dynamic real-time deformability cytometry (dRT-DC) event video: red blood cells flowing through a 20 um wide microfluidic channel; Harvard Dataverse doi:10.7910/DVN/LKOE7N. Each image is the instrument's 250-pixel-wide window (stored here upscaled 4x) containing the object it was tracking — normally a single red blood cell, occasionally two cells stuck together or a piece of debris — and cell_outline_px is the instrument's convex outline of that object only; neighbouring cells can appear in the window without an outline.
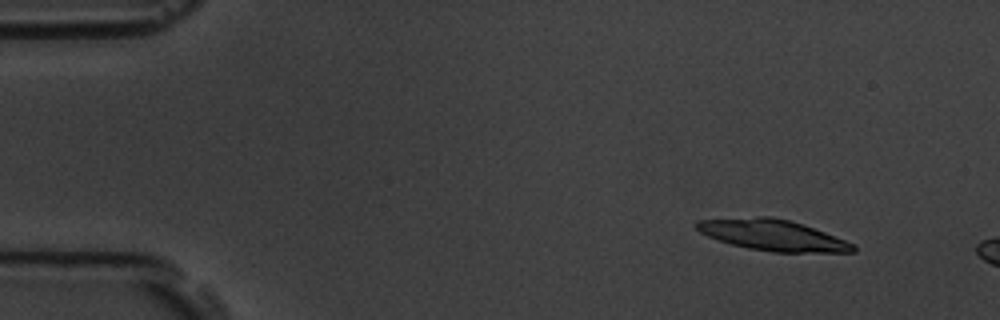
{"species": "common noctule bat (a hibernating species)", "species_latin": "Nyctalus noctula", "temperature_condition": "room temperature", "stored_images_in_passage": 6, "camera_frame_rate_fps": 3000, "um_per_image_px": 0.085, "animal": {"sex": "male", "body_mass_g": 19.5, "forearm_length_mm": 54.6}, "frame": {"image": 1, "passage_image": 6, "time_ms": 7.0, "image_size_px": [1000, 320], "cell_outline_px": [[856, 252], [772, 252], [748, 248], [732, 244], [708, 236], [700, 232], [692, 224], [696, 220], [756, 216], [772, 216], [788, 220], [824, 232], [856, 244]], "centroid_in_image_um": [65.65, 19.98], "position_along_channel_um": 19.4, "area_um2": 28.15}}